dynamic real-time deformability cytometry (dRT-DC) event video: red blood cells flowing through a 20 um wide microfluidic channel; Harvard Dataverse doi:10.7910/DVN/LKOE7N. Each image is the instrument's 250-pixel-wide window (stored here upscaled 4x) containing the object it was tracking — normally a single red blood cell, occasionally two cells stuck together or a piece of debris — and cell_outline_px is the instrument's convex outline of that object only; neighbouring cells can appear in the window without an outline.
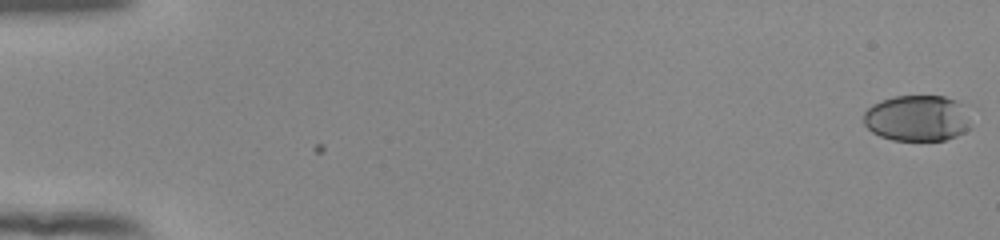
{"species": "human", "species_latin": "Homo sapiens", "temperature_condition": "room temperature", "stored_images_in_passage": 55, "camera_frame_rate_fps": 3000, "um_per_image_px": 0.085, "donor": {"sex": "female"}, "frame": {"image": 1, "passage_image": 1, "time_ms": 0.0, "image_size_px": [1000, 240], "cell_outline_px": [[972, 128], [956, 136], [944, 140], [892, 140], [880, 136], [872, 132], [864, 124], [864, 112], [872, 104], [896, 96], [944, 96], [956, 100]], "centroid_in_image_um": [77.91, 10.06], "position_along_channel_um": 7.1, "area_um2": 28.38}}
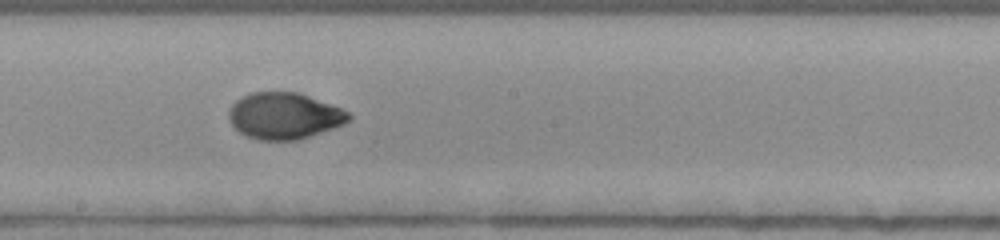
{"frame": {"image": 2, "passage_image": 32, "time_ms": 10.333, "image_size_px": [1000, 240], "cell_outline_px": [[352, 116], [344, 124], [296, 140], [260, 140], [244, 136], [228, 120], [228, 112], [232, 104], [240, 96], [252, 92], [296, 92], [308, 96], [340, 108], [348, 112]], "centroid_in_image_um": [24.1, 9.84], "position_along_channel_um": 224.1, "area_um2": 32.19}}
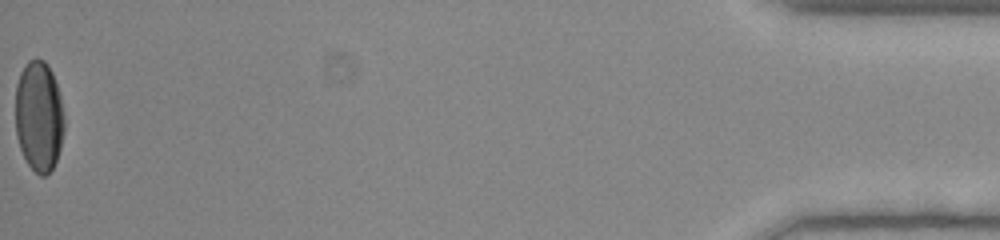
{"frame": {"image": 3, "passage_image": 55, "time_ms": 18.0, "image_size_px": [1000, 240], "cell_outline_px": [[64, 132], [60, 148], [56, 160], [52, 168], [44, 176], [40, 176], [28, 164], [20, 148], [16, 136], [16, 84], [20, 72], [24, 64], [28, 60], [36, 56], [44, 60], [48, 64], [52, 72], [60, 96], [64, 116]], "centroid_in_image_um": [3.3, 9.83], "position_along_channel_um": 431.9, "area_um2": 31.73}, "authors_computed_cell_mechanics": {"area_um2": 31.9634, "velocity_mm_per_s": 3.907, "shape_relaxation_time_tau1_ms": 5.8062, "shape_relaxation_time_tau2_ms": 0.727, "deformation_change_tau1": 0.2385, "deformation_change_tau2": 0.0341}}